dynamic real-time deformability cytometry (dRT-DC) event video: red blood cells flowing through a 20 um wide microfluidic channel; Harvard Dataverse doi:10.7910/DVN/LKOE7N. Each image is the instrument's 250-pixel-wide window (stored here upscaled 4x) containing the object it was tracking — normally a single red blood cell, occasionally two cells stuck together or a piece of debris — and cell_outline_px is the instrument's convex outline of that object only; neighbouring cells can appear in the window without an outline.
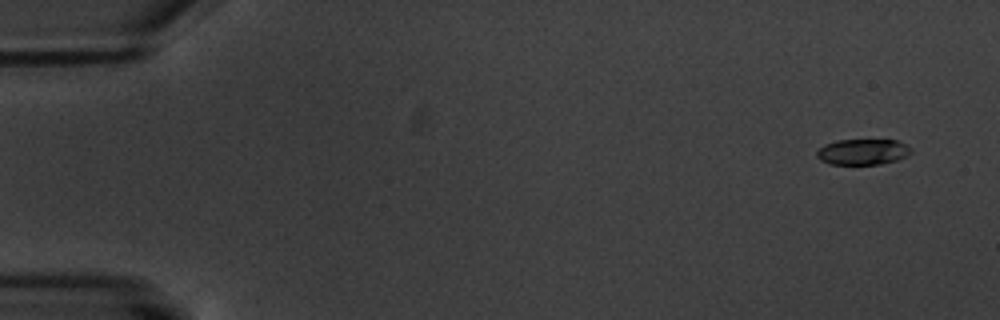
{"species": "common noctule bat (a hibernating species)", "species_latin": "Nyctalus noctula", "temperature_condition": "warm", "stored_images_in_passage": 12, "camera_frame_rate_fps": 3000, "um_per_image_px": 0.085, "animal": {"sex": "male", "body_mass_g": 20.1, "forearm_length_mm": 53.5}, "frame": {"image": 1, "passage_image": 1, "time_ms": 0.0, "image_size_px": [1000, 320], "cell_outline_px": [[912, 152], [908, 156], [896, 160], [880, 164], [828, 164], [820, 160], [816, 156], [816, 152], [824, 144], [836, 140], [896, 140], [912, 148]], "centroid_in_image_um": [73.32, 12.91], "position_along_channel_um": 11.7, "area_um2": 14.22}}
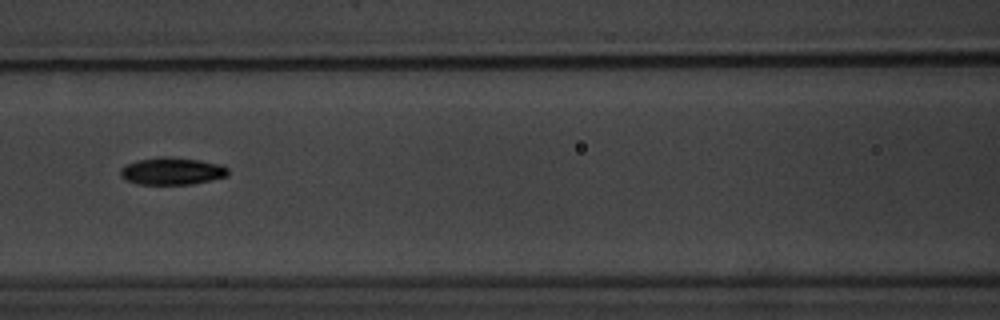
{"frame": {"image": 2, "passage_image": 8, "time_ms": 8.0, "image_size_px": [1000, 320], "cell_outline_px": [[228, 176], [192, 184], [140, 184], [124, 180], [120, 176], [120, 168], [136, 160], [156, 156], [168, 156], [200, 160], [224, 164], [228, 168]], "centroid_in_image_um": [14.62, 14.53], "position_along_channel_um": 152.0, "area_um2": 17.4}}
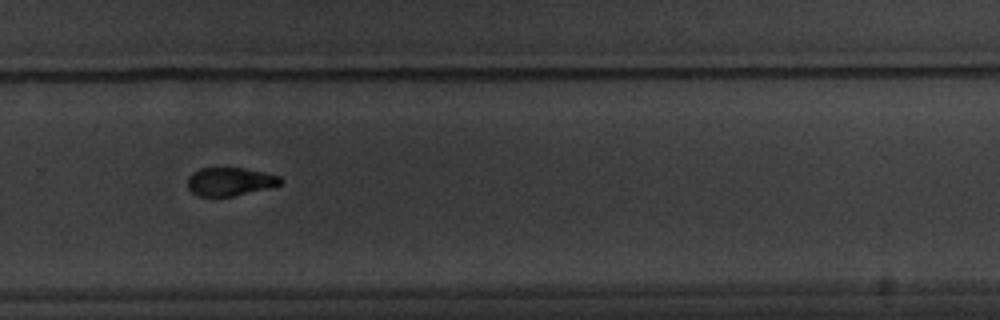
{"frame": {"image": 3, "passage_image": 12, "time_ms": 12.667, "image_size_px": [1000, 320], "cell_outline_px": [[284, 180], [280, 184], [268, 188], [232, 196], [200, 196], [192, 192], [188, 188], [188, 176], [192, 172], [200, 168], [244, 168], [280, 176]], "centroid_in_image_um": [19.54, 15.43], "position_along_channel_um": 310.3, "area_um2": 15.2}}